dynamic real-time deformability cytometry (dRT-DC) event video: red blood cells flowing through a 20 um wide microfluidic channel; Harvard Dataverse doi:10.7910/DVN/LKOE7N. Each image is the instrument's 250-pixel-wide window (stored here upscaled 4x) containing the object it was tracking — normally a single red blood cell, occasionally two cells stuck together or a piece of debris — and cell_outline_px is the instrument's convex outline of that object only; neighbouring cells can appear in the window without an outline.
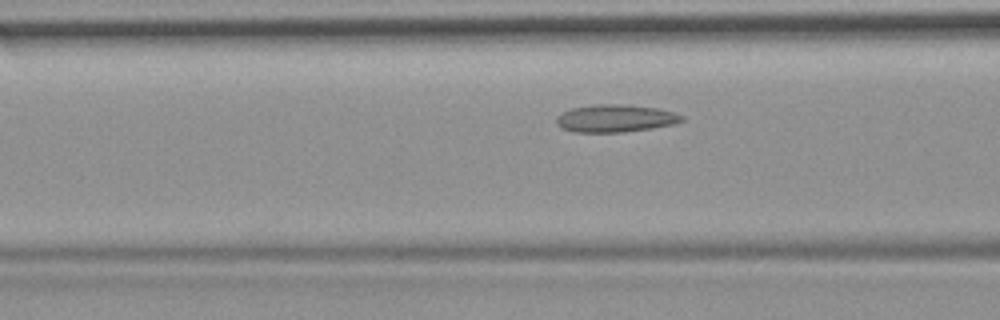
{"species": "common noctule bat (a hibernating species)", "species_latin": "Nyctalus noctula", "temperature_condition": "room temperature", "stored_images_in_passage": 47, "camera_frame_rate_fps": 3000, "um_per_image_px": 0.085, "animal": {"sex": "female", "body_mass_g": 19.9}, "frame": {"image": 1, "passage_image": 14, "time_ms": 4.333, "image_size_px": [1000, 320], "cell_outline_px": [[684, 120], [676, 124], [652, 128], [624, 132], [572, 132], [560, 128], [556, 124], [556, 116], [572, 108], [596, 104], [624, 104], [660, 108], [684, 116]], "centroid_in_image_um": [52.31, 10.06], "position_along_channel_um": 114.3, "area_um2": 20.35}}
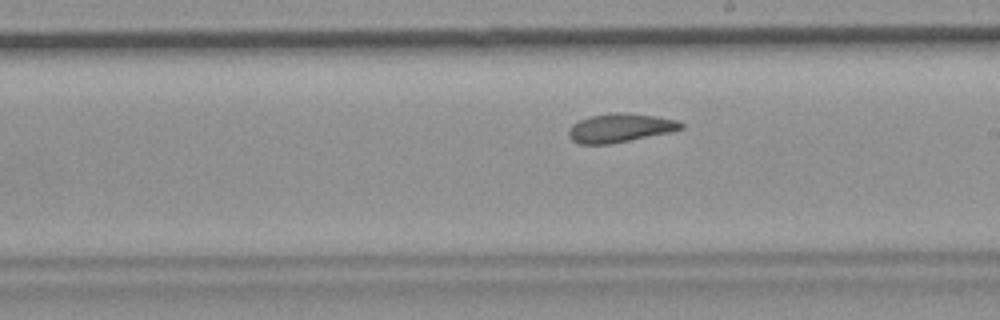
{"frame": {"image": 2, "passage_image": 24, "time_ms": 7.667, "image_size_px": [1000, 320], "cell_outline_px": [[684, 128], [672, 132], [608, 144], [580, 144], [572, 140], [568, 136], [568, 128], [572, 124], [580, 120], [592, 116], [616, 112], [624, 112], [656, 116], [676, 120], [684, 124]], "centroid_in_image_um": [52.71, 10.87], "position_along_channel_um": 236.3, "area_um2": 18.79}}
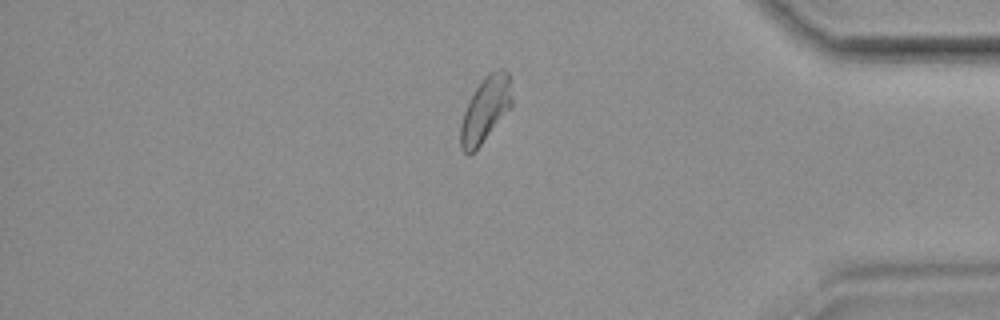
{"frame": {"image": 3, "passage_image": 39, "time_ms": 12.667, "image_size_px": [1000, 320], "cell_outline_px": [[512, 104], [480, 144], [468, 156], [460, 148], [460, 124], [464, 112], [476, 88], [484, 76], [488, 72], [500, 68], [508, 72], [512, 100]], "centroid_in_image_um": [41.23, 9.28], "position_along_channel_um": 394.0, "area_um2": 18.9}, "authors_computed_cell_mechanics": {"area_um2": 19.2474, "velocity_mm_per_s": 3.674, "shape_relaxation_time_tau1_ms": null, "shape_relaxation_time_tau2_ms": 2.4335, "deformation_change_tau1": null, "deformation_change_tau2": 0.0842}}